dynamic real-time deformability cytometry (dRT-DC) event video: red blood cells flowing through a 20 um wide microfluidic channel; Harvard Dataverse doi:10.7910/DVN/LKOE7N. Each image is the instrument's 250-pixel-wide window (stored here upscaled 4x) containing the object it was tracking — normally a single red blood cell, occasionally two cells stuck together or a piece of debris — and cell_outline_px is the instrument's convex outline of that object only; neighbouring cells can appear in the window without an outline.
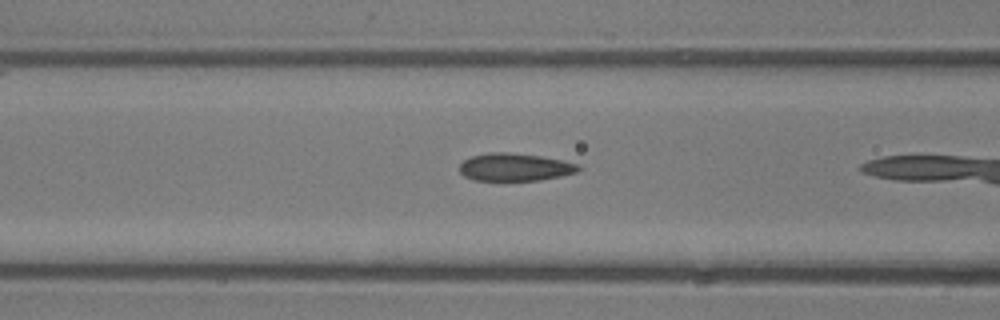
{"species": "common noctule bat (a hibernating species)", "species_latin": "Nyctalus noctula", "temperature_condition": "room temperature", "stored_images_in_passage": 6, "camera_frame_rate_fps": 3000, "um_per_image_px": 0.085, "animal": {"sex": "male", "body_mass_g": 13.3}, "frame": {"image": 1, "passage_image": 5, "time_ms": 1.333, "image_size_px": [1000, 320], "cell_outline_px": [[580, 168], [576, 172], [560, 176], [540, 180], [472, 180], [464, 176], [460, 172], [460, 164], [464, 160], [472, 156], [488, 152], [508, 152], [540, 156], [580, 164]], "centroid_in_image_um": [43.74, 14.2], "position_along_channel_um": 122.9, "area_um2": 19.07}}